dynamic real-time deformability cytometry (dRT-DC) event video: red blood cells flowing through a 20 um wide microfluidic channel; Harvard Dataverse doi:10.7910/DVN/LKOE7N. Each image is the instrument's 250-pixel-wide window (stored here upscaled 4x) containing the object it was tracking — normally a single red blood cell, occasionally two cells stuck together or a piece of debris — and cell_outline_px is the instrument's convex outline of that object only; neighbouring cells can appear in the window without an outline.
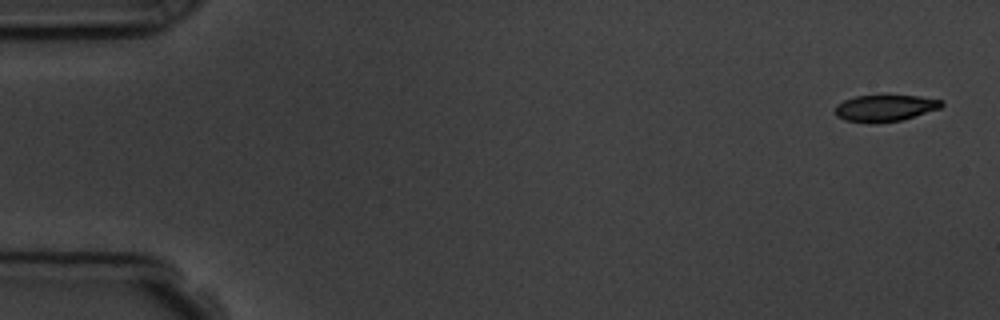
{"species": "common noctule bat (a hibernating species)", "species_latin": "Nyctalus noctula", "temperature_condition": "room temperature", "stored_images_in_passage": 8, "camera_frame_rate_fps": 3000, "um_per_image_px": 0.085, "animal": {"sex": "male", "body_mass_g": 19.5, "forearm_length_mm": 54.6}, "frame": {"image": 1, "passage_image": 1, "time_ms": 0.0, "image_size_px": [1000, 320], "cell_outline_px": [[944, 104], [940, 108], [900, 120], [872, 124], [844, 120], [836, 116], [836, 104], [844, 100], [856, 96], [920, 96], [944, 100]], "centroid_in_image_um": [75.21, 9.19], "position_along_channel_um": 9.8, "area_um2": 16.42}}
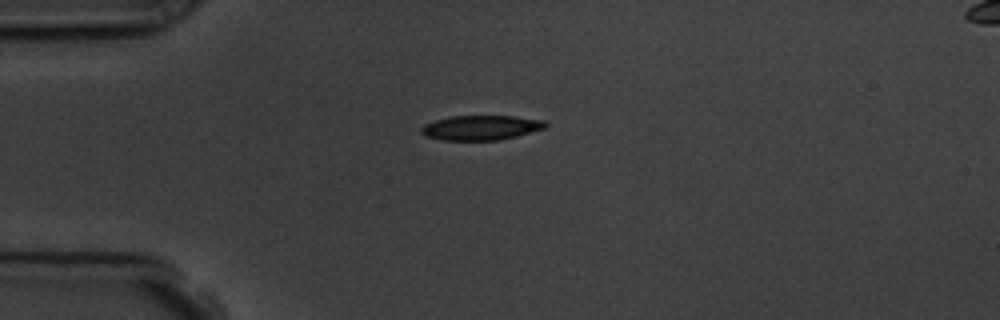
{"frame": {"image": 2, "passage_image": 4, "time_ms": 4.0, "image_size_px": [1000, 320], "cell_outline_px": [[548, 124], [544, 128], [516, 136], [500, 140], [444, 140], [424, 136], [420, 132], [420, 128], [424, 124], [436, 120], [452, 116], [516, 116], [544, 120]], "centroid_in_image_um": [40.86, 10.85], "position_along_channel_um": 44.1, "area_um2": 17.86}}
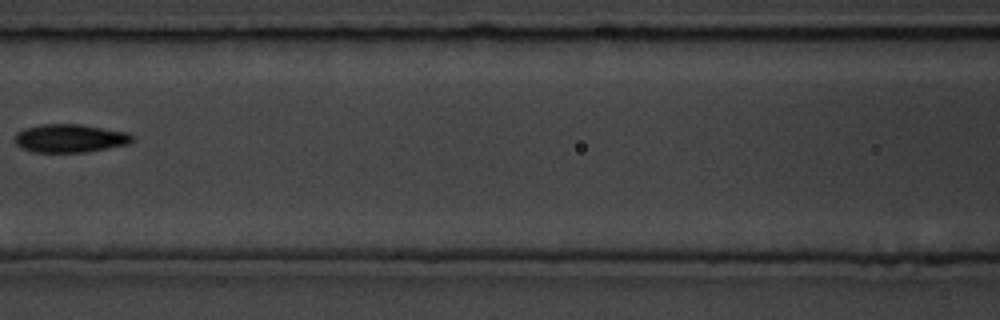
{"frame": {"image": 3, "passage_image": 7, "time_ms": 7.667, "image_size_px": [1000, 320], "cell_outline_px": [[132, 140], [128, 144], [84, 152], [32, 152], [20, 148], [16, 144], [16, 132], [24, 128], [40, 124], [80, 124], [128, 132], [132, 136]], "centroid_in_image_um": [5.9, 11.75], "position_along_channel_um": 160.7, "area_um2": 19.31}}